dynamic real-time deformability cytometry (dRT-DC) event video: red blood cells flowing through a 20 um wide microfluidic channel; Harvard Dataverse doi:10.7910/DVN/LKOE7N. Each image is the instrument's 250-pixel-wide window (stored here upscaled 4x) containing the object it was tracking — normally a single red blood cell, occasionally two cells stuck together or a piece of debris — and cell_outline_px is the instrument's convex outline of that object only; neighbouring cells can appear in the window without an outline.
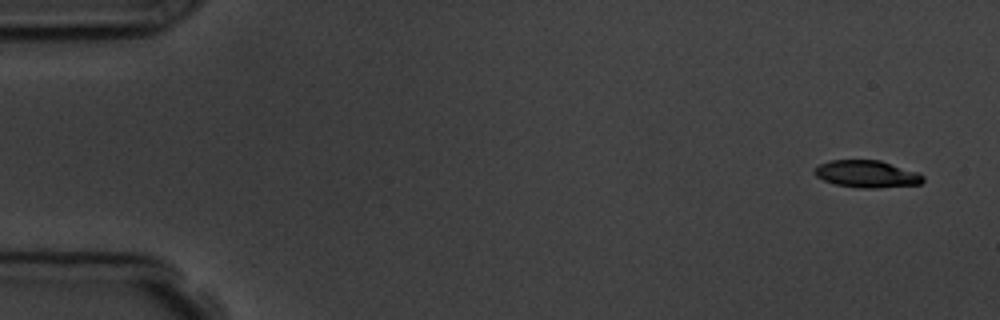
{"species": "common noctule bat (a hibernating species)", "species_latin": "Nyctalus noctula", "temperature_condition": "room temperature", "stored_images_in_passage": 6, "camera_frame_rate_fps": 3000, "um_per_image_px": 0.085, "animal": {"sex": "male", "body_mass_g": 19.5, "forearm_length_mm": 54.6}, "frame": {"image": 1, "passage_image": 1, "time_ms": 0.0, "image_size_px": [1000, 320], "cell_outline_px": [[924, 180], [920, 184], [876, 188], [860, 188], [836, 184], [824, 180], [816, 176], [812, 172], [812, 168], [828, 160], [880, 160], [920, 172], [924, 176]], "centroid_in_image_um": [73.68, 14.78], "position_along_channel_um": 11.3, "area_um2": 17.4}}
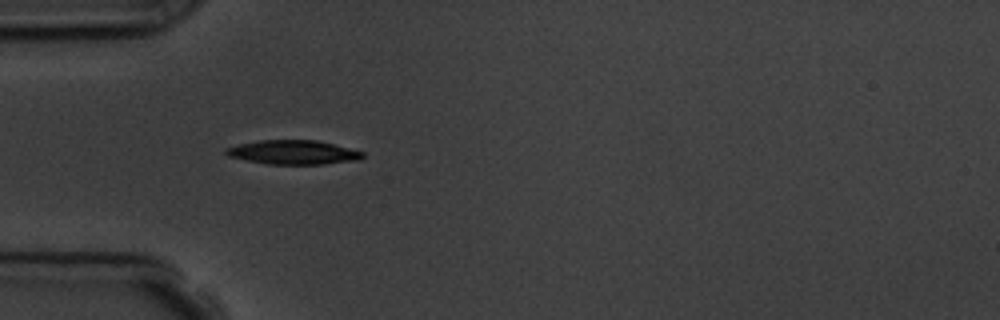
{"frame": {"image": 2, "passage_image": 5, "time_ms": 4.667, "image_size_px": [1000, 320], "cell_outline_px": [[364, 156], [360, 160], [324, 164], [268, 164], [228, 156], [224, 152], [224, 148], [240, 144], [260, 140], [316, 140], [364, 152]], "centroid_in_image_um": [24.93, 12.95], "position_along_channel_um": 60.1, "area_um2": 19.07}}